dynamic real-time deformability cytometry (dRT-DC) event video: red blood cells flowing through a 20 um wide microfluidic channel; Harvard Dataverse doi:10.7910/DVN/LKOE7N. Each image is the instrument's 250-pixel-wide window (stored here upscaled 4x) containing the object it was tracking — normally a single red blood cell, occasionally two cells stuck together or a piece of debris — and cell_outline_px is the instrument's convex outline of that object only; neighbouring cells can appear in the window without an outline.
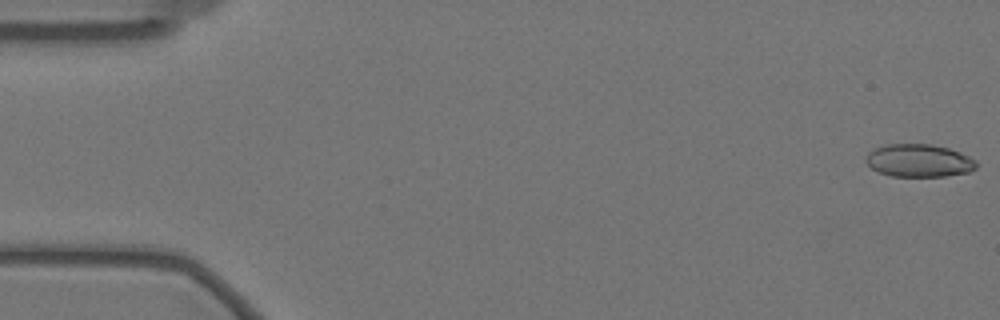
{"species": "Egyptian fruit bat (a non-hibernating species)", "species_latin": "Rousettus aegyptiacus", "temperature_condition": "warm", "stored_images_in_passage": 51, "camera_frame_rate_fps": 3000, "um_per_image_px": 0.085, "animal": {"sex": "female"}, "frame": {"image": 1, "passage_image": 1, "time_ms": 0.0, "image_size_px": [1000, 320], "cell_outline_px": [[976, 168], [968, 172], [944, 176], [892, 176], [880, 172], [872, 168], [864, 160], [868, 152], [884, 144], [932, 144], [948, 148], [960, 152], [976, 160]], "centroid_in_image_um": [78.1, 13.64], "position_along_channel_um": 6.9, "area_um2": 21.04}}
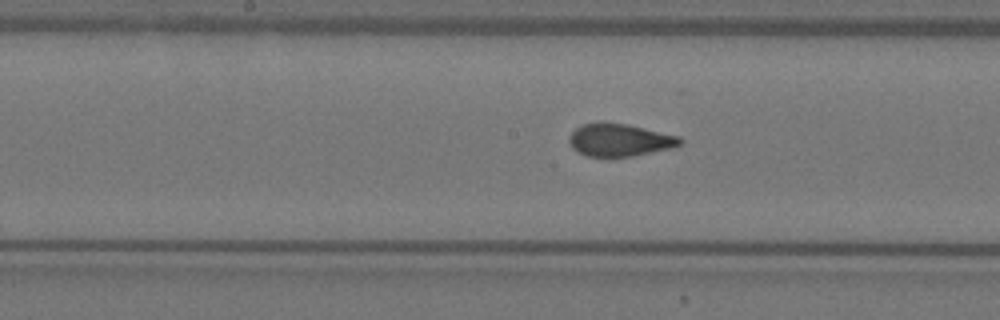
{"frame": {"image": 2, "passage_image": 29, "time_ms": 9.333, "image_size_px": [1000, 320], "cell_outline_px": [[684, 140], [680, 144], [672, 148], [632, 156], [584, 156], [576, 152], [572, 148], [568, 140], [568, 136], [576, 128], [584, 124], [596, 120], [600, 120], [628, 124], [680, 136]], "centroid_in_image_um": [52.63, 11.87], "position_along_channel_um": 195.6, "area_um2": 21.5}}
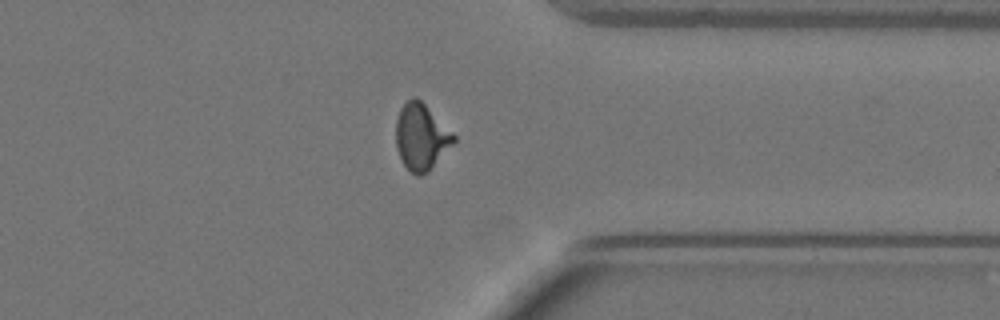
{"frame": {"image": 3, "passage_image": 45, "time_ms": 14.667, "image_size_px": [1000, 320], "cell_outline_px": [[456, 140], [428, 172], [420, 176], [416, 176], [404, 164], [396, 148], [396, 120], [400, 108], [408, 100], [416, 96], [456, 136]], "centroid_in_image_um": [35.79, 11.64], "position_along_channel_um": 375.6, "area_um2": 21.96}, "authors_computed_cell_mechanics": {"area_um2": 21.6172, "velocity_mm_per_s": 3.4959, "shape_relaxation_time_tau1_ms": 4.8507, "shape_relaxation_time_tau2_ms": 0.7752, "deformation_change_tau1": 0.1627, "deformation_change_tau2": 0.0607}}